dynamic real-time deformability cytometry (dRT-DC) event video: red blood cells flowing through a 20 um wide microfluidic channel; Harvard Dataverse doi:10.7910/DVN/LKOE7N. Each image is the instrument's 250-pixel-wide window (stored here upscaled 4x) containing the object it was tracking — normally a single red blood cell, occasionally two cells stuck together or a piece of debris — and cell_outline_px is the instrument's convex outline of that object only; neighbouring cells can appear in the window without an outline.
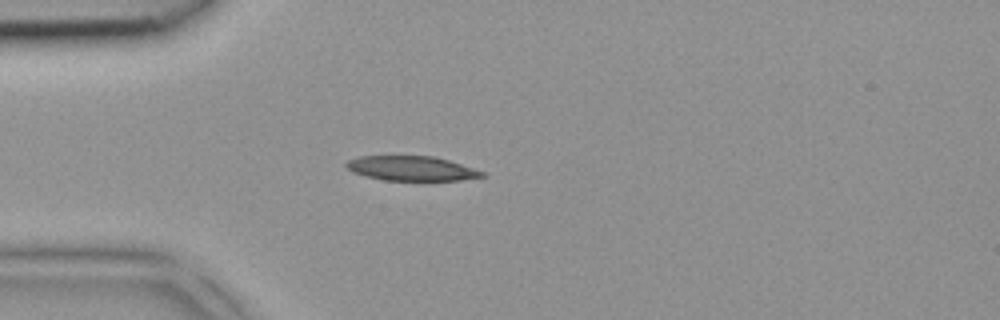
{"species": "common noctule bat (a hibernating species)", "species_latin": "Nyctalus noctula", "temperature_condition": "room temperature", "stored_images_in_passage": 3, "camera_frame_rate_fps": 3000, "um_per_image_px": 0.085, "animal": {"sex": "female", "body_mass_g": 18.4}, "frame": {"image": 1, "passage_image": 3, "time_ms": 0.667, "image_size_px": [1000, 320], "cell_outline_px": [[488, 176], [460, 180], [384, 180], [352, 172], [344, 164], [348, 160], [360, 156], [432, 156], [448, 160], [484, 172]], "centroid_in_image_um": [34.97, 14.31], "position_along_channel_um": 50.0, "area_um2": 19.25}}